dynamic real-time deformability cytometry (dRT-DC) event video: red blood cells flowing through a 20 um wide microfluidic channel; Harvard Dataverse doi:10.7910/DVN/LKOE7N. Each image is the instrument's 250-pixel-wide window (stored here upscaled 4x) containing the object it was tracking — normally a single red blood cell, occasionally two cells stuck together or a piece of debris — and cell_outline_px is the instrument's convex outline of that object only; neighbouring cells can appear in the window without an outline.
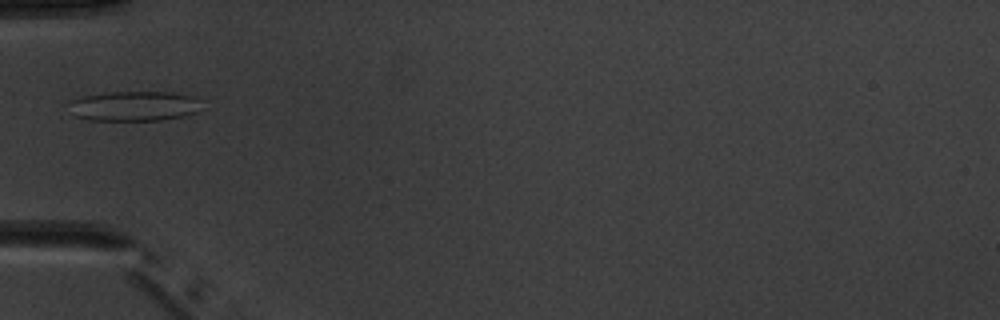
{"species": "common noctule bat (a hibernating species)", "species_latin": "Nyctalus noctula", "temperature_condition": "warm", "stored_images_in_passage": 5, "camera_frame_rate_fps": 3000, "um_per_image_px": 0.085, "animal": {"sex": "male", "body_mass_g": 20.1, "forearm_length_mm": 53.5}, "frame": {"image": 1, "passage_image": 4, "time_ms": 4.333, "image_size_px": [1000, 320], "cell_outline_px": [[204, 108], [196, 112], [184, 116], [160, 120], [92, 120], [76, 116], [72, 100], [84, 96], [112, 92], [172, 92], [192, 96], [204, 100]], "centroid_in_image_um": [11.59, 9.01], "position_along_channel_um": 73.4, "area_um2": 22.95}}